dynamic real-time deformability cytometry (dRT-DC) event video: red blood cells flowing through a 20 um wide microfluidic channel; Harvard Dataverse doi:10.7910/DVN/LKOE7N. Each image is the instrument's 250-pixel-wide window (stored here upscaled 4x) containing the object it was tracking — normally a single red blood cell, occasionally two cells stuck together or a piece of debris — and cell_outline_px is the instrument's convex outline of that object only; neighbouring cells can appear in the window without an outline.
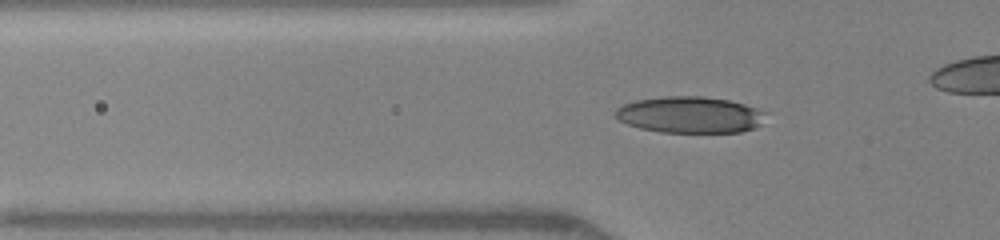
{"species": "human", "species_latin": "Homo sapiens", "temperature_condition": "warm", "stored_images_in_passage": 47, "camera_frame_rate_fps": 3000, "um_per_image_px": 0.085, "donor": {"sex": "female"}, "frame": {"image": 1, "passage_image": 10, "time_ms": 3.0, "image_size_px": [1000, 240], "cell_outline_px": [[768, 112], [760, 124], [756, 128], [740, 132], [660, 132], [640, 128], [628, 124], [620, 120], [612, 112], [616, 108], [624, 104], [636, 100], [664, 96], [704, 96], [728, 100], [744, 104]], "centroid_in_image_um": [58.65, 9.75], "position_along_channel_um": 67.1, "area_um2": 32.02}}
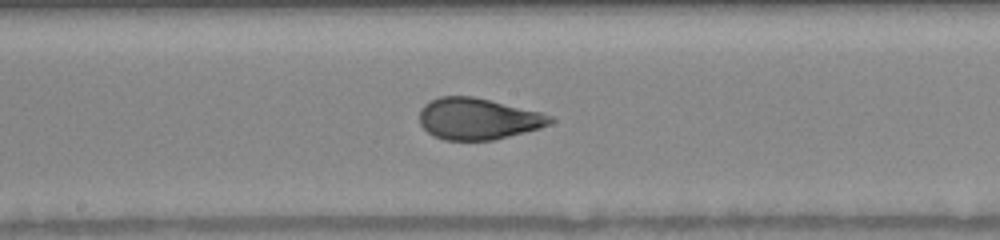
{"frame": {"image": 2, "passage_image": 20, "time_ms": 6.333, "image_size_px": [1000, 240], "cell_outline_px": [[556, 120], [540, 128], [492, 140], [444, 140], [428, 132], [420, 124], [420, 108], [424, 104], [440, 96], [472, 96], [540, 112], [552, 116]], "centroid_in_image_um": [40.61, 10.09], "position_along_channel_um": 207.6, "area_um2": 31.27}}
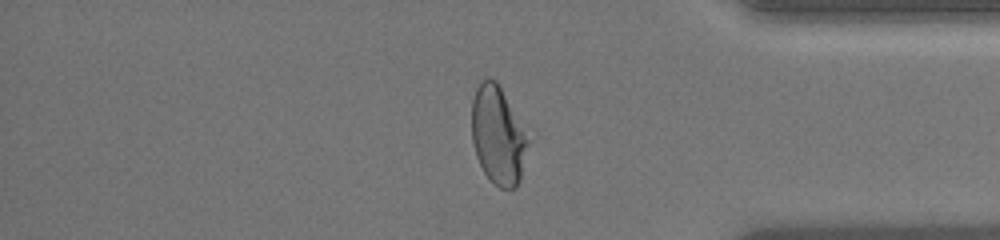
{"frame": {"image": 3, "passage_image": 43, "time_ms": 11.0, "image_size_px": [1000, 240], "cell_outline_px": [[540, 136], [520, 180], [516, 188], [500, 188], [484, 172], [476, 156], [472, 140], [472, 100], [476, 88], [480, 80], [488, 76], [496, 80]], "centroid_in_image_um": [42.57, 11.44], "position_along_channel_um": 392.6, "area_um2": 35.95}, "authors_computed_cell_mechanics": {"area_um2": 31.7322, "velocity_mm_per_s": 4.2688, "shape_relaxation_time_tau1_ms": 3.8201, "shape_relaxation_time_tau2_ms": 0.7007, "deformation_change_tau1": 0.2, "deformation_change_tau2": 0.0716}}